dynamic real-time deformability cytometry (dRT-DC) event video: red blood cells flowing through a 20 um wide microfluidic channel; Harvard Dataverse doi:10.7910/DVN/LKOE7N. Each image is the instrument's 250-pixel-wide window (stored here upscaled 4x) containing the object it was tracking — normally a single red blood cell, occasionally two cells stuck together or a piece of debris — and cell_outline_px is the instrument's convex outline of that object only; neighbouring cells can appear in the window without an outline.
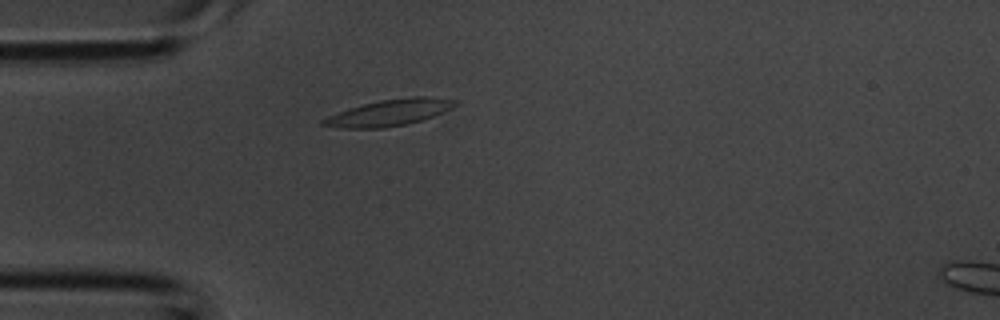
{"species": "common noctule bat (a hibernating species)", "species_latin": "Nyctalus noctula", "temperature_condition": "room temperature", "stored_images_in_passage": 31, "camera_frame_rate_fps": 3000, "um_per_image_px": 0.085, "animal": {"sex": "male", "body_mass_g": 20.1, "forearm_length_mm": 53.5}, "frame": {"image": 1, "passage_image": 3, "time_ms": 0.667, "image_size_px": [1000, 320], "cell_outline_px": [[456, 104], [444, 112], [420, 120], [404, 124], [384, 128], [340, 128], [320, 124], [320, 120], [328, 116], [348, 108], [380, 100], [412, 96], [428, 96], [456, 100]], "centroid_in_image_um": [33.06, 9.57], "position_along_channel_um": 51.9, "area_um2": 20.06}}
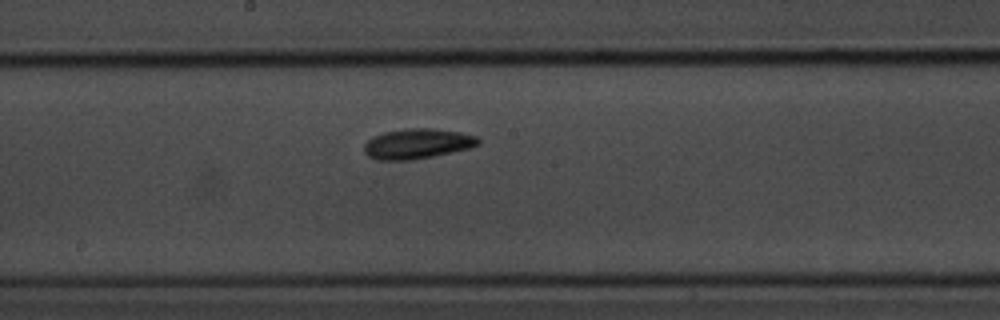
{"frame": {"image": 2, "passage_image": 13, "time_ms": 4.0, "image_size_px": [1000, 320], "cell_outline_px": [[480, 144], [468, 148], [452, 152], [412, 160], [376, 160], [368, 156], [364, 152], [364, 144], [372, 136], [384, 132], [408, 128], [432, 128], [460, 132], [476, 136], [480, 140]], "centroid_in_image_um": [35.44, 12.21], "position_along_channel_um": 212.8, "area_um2": 20.06}}
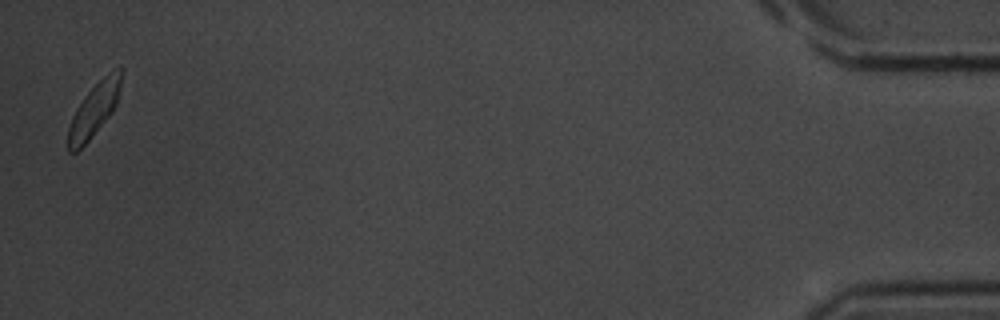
{"frame": {"image": 3, "passage_image": 31, "time_ms": 10.0, "image_size_px": [1000, 320], "cell_outline_px": [[124, 68], [120, 88], [116, 104], [112, 112], [88, 140], [76, 152], [68, 152], [68, 128], [72, 116], [76, 108], [84, 96], [112, 68]], "centroid_in_image_um": [8.01, 9.28], "position_along_channel_um": 427.2, "area_um2": 16.3}}